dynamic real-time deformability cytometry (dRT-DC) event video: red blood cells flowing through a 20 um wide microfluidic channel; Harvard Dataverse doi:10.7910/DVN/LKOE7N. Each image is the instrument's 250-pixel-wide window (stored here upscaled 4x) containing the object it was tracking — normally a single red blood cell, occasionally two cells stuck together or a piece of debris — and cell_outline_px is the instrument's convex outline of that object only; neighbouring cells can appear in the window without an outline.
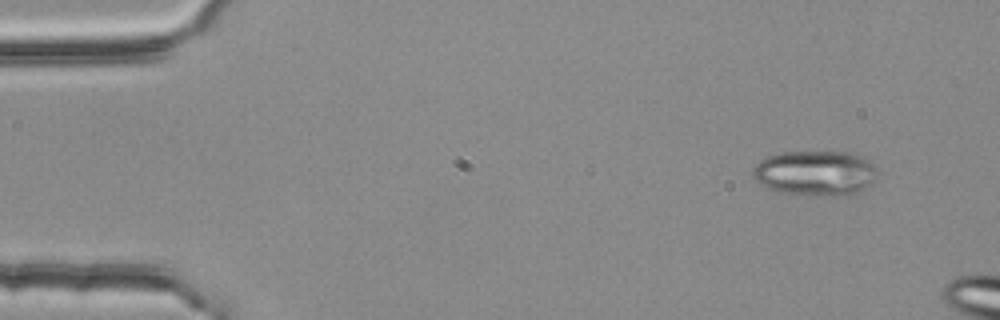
{"species": "common noctule bat (a hibernating species)", "species_latin": "Nyctalus noctula", "temperature_condition": "room temperature", "stored_images_in_passage": 4, "camera_frame_rate_fps": 3000, "um_per_image_px": 0.085, "animal": {"sex": "female", "body_mass_g": 25.1}, "frame": {"image": 1, "passage_image": 1, "time_ms": 0.0, "image_size_px": [1000, 320], "cell_outline_px": [[876, 180], [864, 188], [848, 196], [844, 196], [780, 192], [768, 188], [756, 180], [752, 176], [752, 168], [760, 160], [768, 156], [780, 152], [848, 152], [860, 156], [868, 160], [876, 168]], "centroid_in_image_um": [69.29, 14.7], "position_along_channel_um": 15.7, "area_um2": 32.48}}